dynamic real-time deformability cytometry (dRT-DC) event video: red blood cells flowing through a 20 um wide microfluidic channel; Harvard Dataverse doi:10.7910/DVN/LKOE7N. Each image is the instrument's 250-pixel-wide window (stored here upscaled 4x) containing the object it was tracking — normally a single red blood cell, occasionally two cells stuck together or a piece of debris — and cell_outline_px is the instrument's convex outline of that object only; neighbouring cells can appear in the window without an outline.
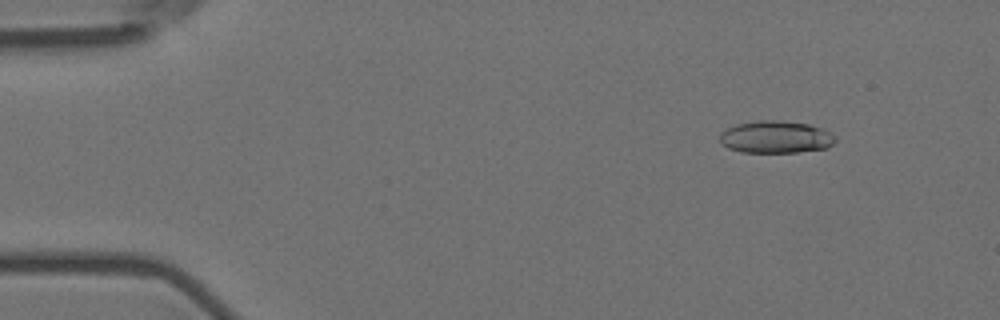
{"species": "Egyptian fruit bat (a non-hibernating species)", "species_latin": "Rousettus aegyptiacus", "temperature_condition": "room temperature", "stored_images_in_passage": 4, "camera_frame_rate_fps": 3000, "um_per_image_px": 0.085, "animal": {"sex": "female"}, "frame": {"image": 1, "passage_image": 2, "time_ms": 0.333, "image_size_px": [1000, 320], "cell_outline_px": [[836, 140], [828, 148], [796, 152], [740, 152], [728, 148], [720, 144], [720, 132], [736, 124], [760, 120], [780, 120], [808, 124], [820, 128], [836, 136]], "centroid_in_image_um": [65.91, 11.65], "position_along_channel_um": 19.1, "area_um2": 21.79}}